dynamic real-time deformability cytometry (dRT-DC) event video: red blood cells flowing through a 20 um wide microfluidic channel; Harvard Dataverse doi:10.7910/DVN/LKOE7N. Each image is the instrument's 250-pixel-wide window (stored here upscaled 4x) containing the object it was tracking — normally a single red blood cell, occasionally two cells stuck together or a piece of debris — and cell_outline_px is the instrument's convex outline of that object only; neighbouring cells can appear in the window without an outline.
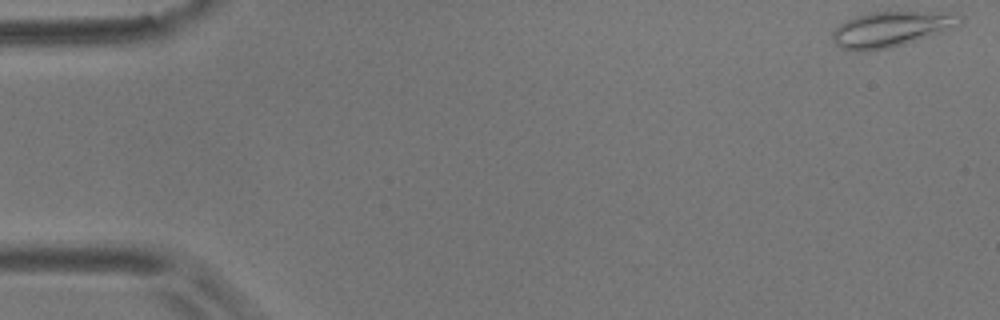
{"species": "common noctule bat (a hibernating species)", "species_latin": "Nyctalus noctula", "temperature_condition": "room temperature", "stored_images_in_passage": 50, "camera_frame_rate_fps": 3000, "um_per_image_px": 0.085, "animal": {"sex": "male", "body_mass_g": 17.9}, "frame": {"image": 1, "passage_image": 1, "time_ms": 0.0, "image_size_px": [1000, 320], "cell_outline_px": [[964, 16], [956, 24], [936, 32], [888, 48], [860, 52], [840, 48], [832, 40], [832, 32], [844, 20], [852, 16], [868, 12], [960, 12]], "centroid_in_image_um": [75.62, 2.45], "position_along_channel_um": 9.4, "area_um2": 25.66}}
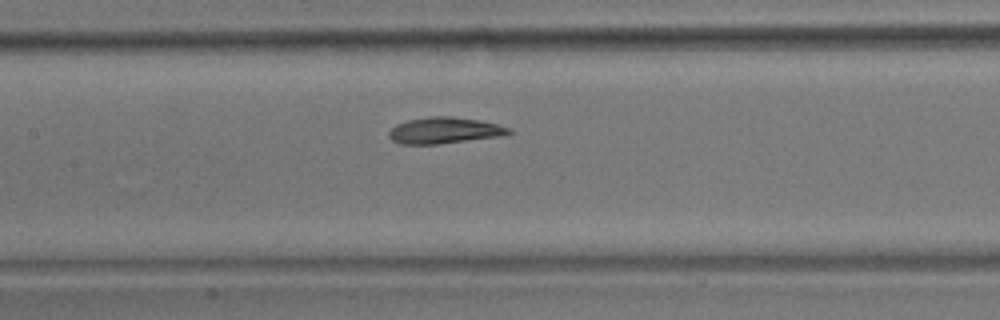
{"frame": {"image": 2, "passage_image": 26, "time_ms": 8.333, "image_size_px": [1000, 320], "cell_outline_px": [[512, 132], [500, 136], [436, 144], [400, 144], [392, 140], [388, 136], [388, 132], [396, 124], [408, 120], [432, 116], [452, 116], [480, 120], [512, 128]], "centroid_in_image_um": [37.76, 11.08], "position_along_channel_um": 169.6, "area_um2": 18.26}}
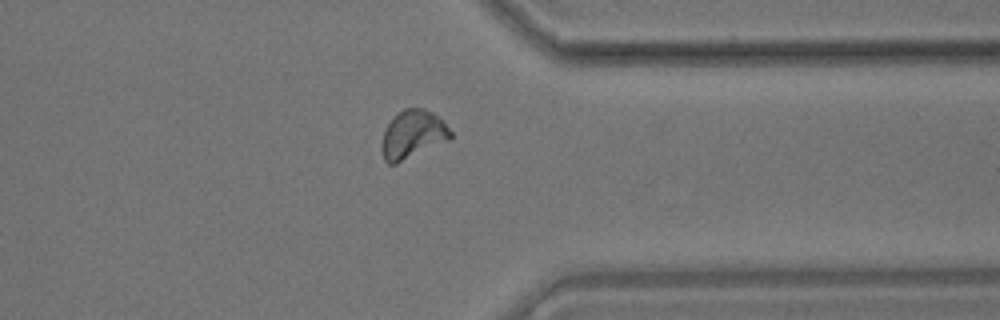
{"frame": {"image": 3, "passage_image": 44, "time_ms": 14.333, "image_size_px": [1000, 320], "cell_outline_px": [[452, 136], [448, 140], [396, 164], [388, 164], [384, 160], [384, 128], [404, 108], [424, 108], [432, 112], [452, 132]], "centroid_in_image_um": [35.1, 11.43], "position_along_channel_um": 376.3, "area_um2": 18.61}}